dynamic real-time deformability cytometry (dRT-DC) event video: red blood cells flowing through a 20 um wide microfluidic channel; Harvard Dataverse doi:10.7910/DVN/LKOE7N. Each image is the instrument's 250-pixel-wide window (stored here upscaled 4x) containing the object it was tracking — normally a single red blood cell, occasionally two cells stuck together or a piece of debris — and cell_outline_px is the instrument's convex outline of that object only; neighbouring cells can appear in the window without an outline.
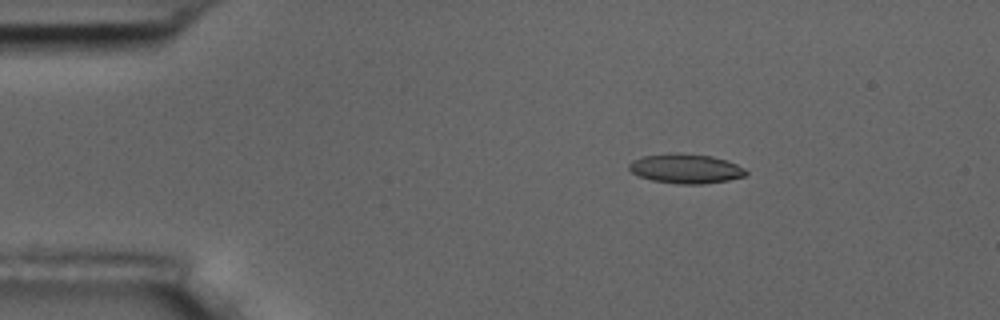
{"species": "common noctule bat (a hibernating species)", "species_latin": "Nyctalus noctula", "temperature_condition": "room temperature", "stored_images_in_passage": 4, "camera_frame_rate_fps": 3000, "um_per_image_px": 0.085, "animal": {"sex": "male", "body_mass_g": 17.5, "forearm_length_mm": 52.3}, "frame": {"image": 1, "passage_image": 2, "time_ms": 1.333, "image_size_px": [1000, 320], "cell_outline_px": [[748, 176], [728, 180], [704, 184], [680, 184], [652, 180], [640, 176], [632, 172], [628, 168], [628, 164], [632, 160], [644, 156], [668, 152], [680, 152], [712, 156], [728, 160], [744, 168], [748, 172]], "centroid_in_image_um": [58.31, 14.32], "position_along_channel_um": 26.7, "area_um2": 20.4}}
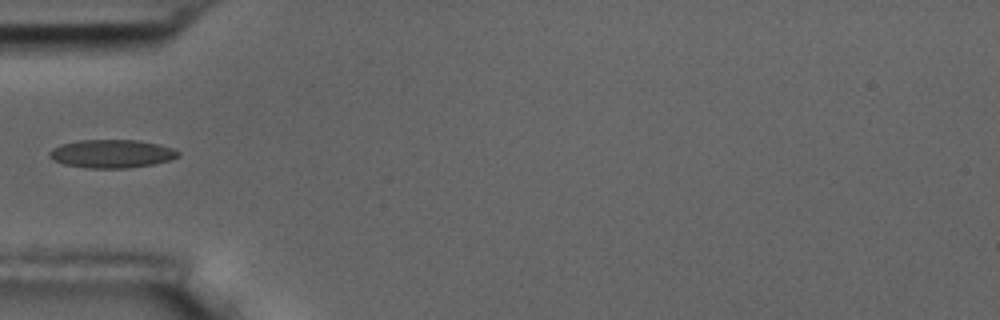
{"frame": {"image": 2, "passage_image": 4, "time_ms": 4.333, "image_size_px": [1000, 320], "cell_outline_px": [[180, 156], [172, 160], [152, 164], [128, 168], [84, 168], [64, 164], [52, 160], [48, 156], [48, 152], [52, 148], [60, 144], [80, 140], [136, 140], [160, 144], [172, 148], [180, 152]], "centroid_in_image_um": [9.48, 13.07], "position_along_channel_um": 75.5, "area_um2": 21.44}}